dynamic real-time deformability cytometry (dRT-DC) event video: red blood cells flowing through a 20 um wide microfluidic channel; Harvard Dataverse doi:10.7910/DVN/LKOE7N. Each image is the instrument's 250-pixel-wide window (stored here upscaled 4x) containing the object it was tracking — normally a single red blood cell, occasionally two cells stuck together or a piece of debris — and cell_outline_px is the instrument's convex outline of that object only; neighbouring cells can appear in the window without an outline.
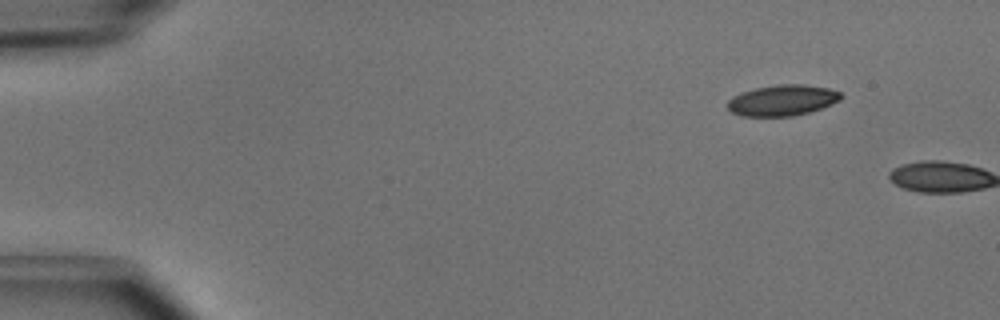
{"species": "common noctule bat (a hibernating species)", "species_latin": "Nyctalus noctula", "temperature_condition": "cold", "stored_images_in_passage": 2, "camera_frame_rate_fps": 3000, "um_per_image_px": 0.085, "animal": {"sex": "male", "body_mass_g": 15.6}, "frame": {"image": 1, "passage_image": 1, "time_ms": 0.0, "image_size_px": [1000, 320], "cell_outline_px": [[844, 96], [840, 100], [820, 108], [808, 112], [792, 116], [740, 116], [732, 112], [724, 104], [732, 96], [756, 88], [776, 84], [804, 84], [828, 88], [840, 92]], "centroid_in_image_um": [66.48, 8.52], "position_along_channel_um": 18.5, "area_um2": 20.4}}